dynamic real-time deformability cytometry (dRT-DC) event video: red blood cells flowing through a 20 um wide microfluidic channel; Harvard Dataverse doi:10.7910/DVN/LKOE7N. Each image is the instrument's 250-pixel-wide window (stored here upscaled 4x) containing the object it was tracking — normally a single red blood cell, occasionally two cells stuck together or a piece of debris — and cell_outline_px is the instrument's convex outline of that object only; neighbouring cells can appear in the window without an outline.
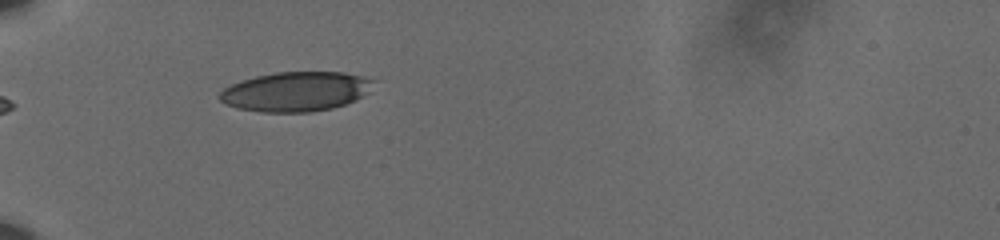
{"species": "human", "species_latin": "Homo sapiens", "temperature_condition": "cold", "stored_images_in_passage": 5, "camera_frame_rate_fps": 3000, "um_per_image_px": 0.085, "donor": {"sex": "male"}, "frame": {"image": 1, "passage_image": 1, "time_ms": 0.0, "image_size_px": [1000, 240], "cell_outline_px": [[376, 80], [368, 92], [364, 96], [356, 100], [332, 108], [312, 112], [260, 112], [236, 108], [220, 100], [216, 96], [224, 88], [232, 84], [256, 76], [276, 72], [344, 72]], "centroid_in_image_um": [25.15, 7.78], "position_along_channel_um": 59.8, "area_um2": 35.49}}
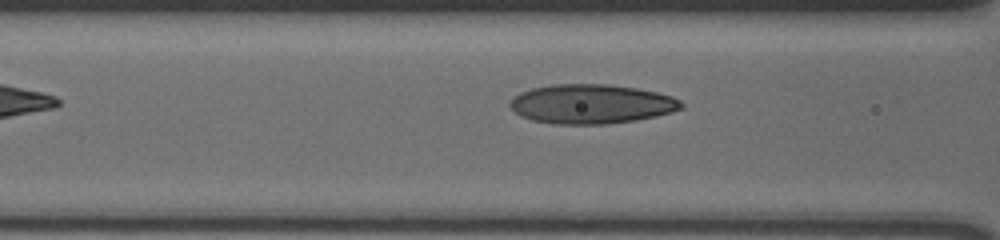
{"frame": {"image": 2, "passage_image": 3, "time_ms": 0.667, "image_size_px": [1000, 240], "cell_outline_px": [[684, 104], [680, 108], [672, 112], [656, 116], [632, 120], [604, 124], [556, 124], [532, 120], [520, 116], [508, 104], [520, 92], [532, 88], [552, 84], [608, 84], [636, 88], [656, 92], [672, 96], [680, 100]], "centroid_in_image_um": [50.26, 8.83], "position_along_channel_um": 116.3, "area_um2": 39.07}}